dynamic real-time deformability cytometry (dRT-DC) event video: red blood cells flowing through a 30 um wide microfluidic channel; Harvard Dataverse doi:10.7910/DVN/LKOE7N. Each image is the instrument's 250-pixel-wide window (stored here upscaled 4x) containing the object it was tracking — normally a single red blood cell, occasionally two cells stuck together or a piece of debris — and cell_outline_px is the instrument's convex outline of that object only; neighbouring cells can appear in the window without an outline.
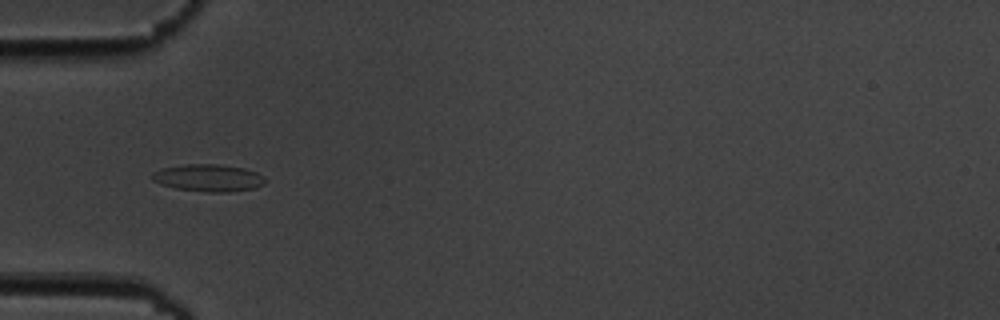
{"species": "common noctule bat (a hibernating species)", "species_latin": "Nyctalus noctula", "temperature_condition": "cold", "stored_images_in_passage": 7, "camera_frame_rate_fps": 3000, "um_per_image_px": 0.085, "animal": {"sex": "male", "body_mass_g": 19.5, "forearm_length_mm": 54.6}, "frame": {"image": 1, "passage_image": 4, "time_ms": 3.333, "image_size_px": [1000, 320], "cell_outline_px": [[264, 184], [252, 188], [228, 192], [208, 192], [176, 188], [160, 184], [152, 180], [152, 172], [164, 168], [184, 164], [216, 164], [244, 168], [256, 172], [264, 176]], "centroid_in_image_um": [17.7, 15.11], "position_along_channel_um": 67.3, "area_um2": 17.74}}
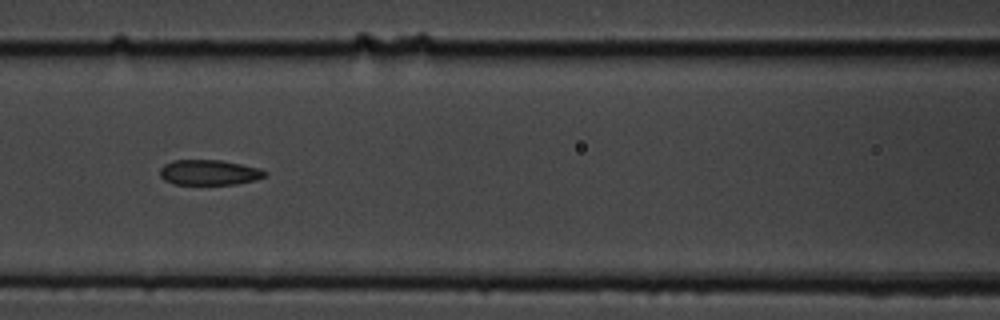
{"frame": {"image": 2, "passage_image": 6, "time_ms": 5.667, "image_size_px": [1000, 320], "cell_outline_px": [[268, 176], [256, 180], [236, 184], [172, 184], [164, 180], [160, 176], [160, 168], [164, 164], [172, 160], [220, 160], [260, 168], [268, 172]], "centroid_in_image_um": [17.79, 14.66], "position_along_channel_um": 148.8, "area_um2": 15.61}}
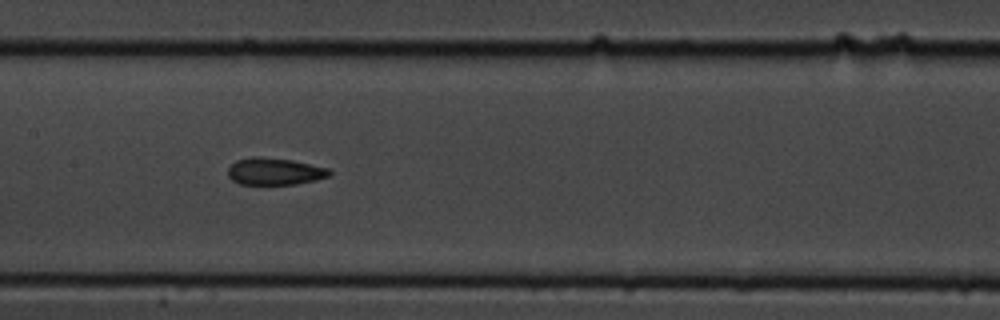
{"frame": {"image": 3, "passage_image": 7, "time_ms": 6.667, "image_size_px": [1000, 320], "cell_outline_px": [[332, 172], [328, 176], [316, 180], [296, 184], [240, 184], [232, 180], [228, 176], [228, 168], [236, 160], [252, 156], [260, 156], [292, 160], [328, 168]], "centroid_in_image_um": [23.33, 14.56], "position_along_channel_um": 184.1, "area_um2": 16.01}}